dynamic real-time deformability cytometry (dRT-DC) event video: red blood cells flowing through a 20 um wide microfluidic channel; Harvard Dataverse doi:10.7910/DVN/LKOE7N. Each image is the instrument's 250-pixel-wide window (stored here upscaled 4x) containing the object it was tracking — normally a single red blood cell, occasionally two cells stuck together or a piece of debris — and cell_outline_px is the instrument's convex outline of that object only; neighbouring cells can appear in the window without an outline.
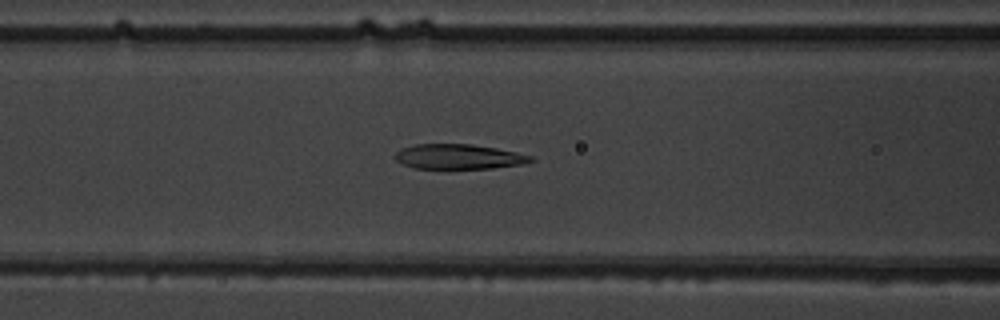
{"species": "common noctule bat (a hibernating species)", "species_latin": "Nyctalus noctula", "temperature_condition": "warm", "stored_images_in_passage": 44, "camera_frame_rate_fps": 3000, "um_per_image_px": 0.085, "animal": {"sex": "male", "body_mass_g": 19.5, "forearm_length_mm": 54.6}, "frame": {"image": 1, "passage_image": 20, "time_ms": 6.333, "image_size_px": [1000, 320], "cell_outline_px": [[536, 160], [524, 164], [492, 168], [412, 168], [396, 160], [396, 152], [400, 148], [416, 144], [472, 144], [496, 148], [516, 152], [532, 156]], "centroid_in_image_um": [39.01, 13.31], "position_along_channel_um": 127.6, "area_um2": 19.65}}
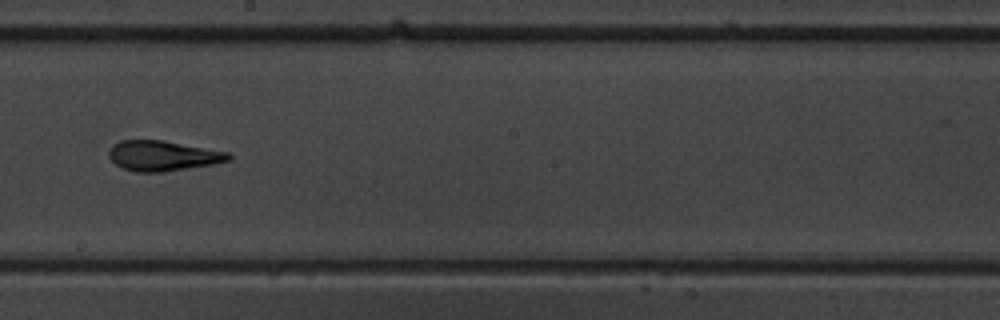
{"frame": {"image": 2, "passage_image": 28, "time_ms": 9.0, "image_size_px": [1000, 320], "cell_outline_px": [[232, 160], [212, 164], [164, 172], [136, 172], [124, 168], [116, 164], [108, 156], [108, 152], [112, 144], [120, 140], [164, 140], [228, 152], [232, 156]], "centroid_in_image_um": [13.84, 13.23], "position_along_channel_um": 234.4, "area_um2": 21.1}}
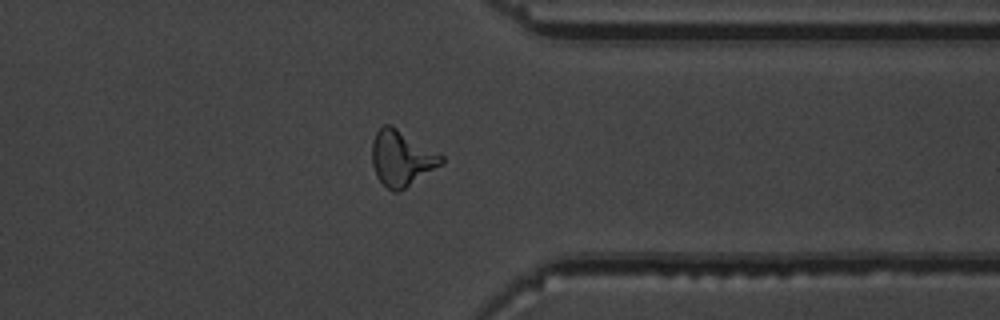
{"frame": {"image": 3, "passage_image": 39, "time_ms": 12.667, "image_size_px": [1000, 320], "cell_outline_px": [[444, 164], [404, 188], [396, 192], [392, 192], [376, 176], [372, 164], [372, 140], [376, 132], [384, 124], [392, 124], [440, 152], [444, 156]], "centroid_in_image_um": [34.16, 13.41], "position_along_channel_um": 377.2, "area_um2": 22.77}, "authors_computed_cell_mechanics": {"area_um2": 21.2415, "velocity_mm_per_s": 4.0086, "shape_relaxation_time_tau1_ms": 8.1047, "shape_relaxation_time_tau2_ms": 2.1731, "deformation_change_tau1": 0.2412, "deformation_change_tau2": 0.1245}}